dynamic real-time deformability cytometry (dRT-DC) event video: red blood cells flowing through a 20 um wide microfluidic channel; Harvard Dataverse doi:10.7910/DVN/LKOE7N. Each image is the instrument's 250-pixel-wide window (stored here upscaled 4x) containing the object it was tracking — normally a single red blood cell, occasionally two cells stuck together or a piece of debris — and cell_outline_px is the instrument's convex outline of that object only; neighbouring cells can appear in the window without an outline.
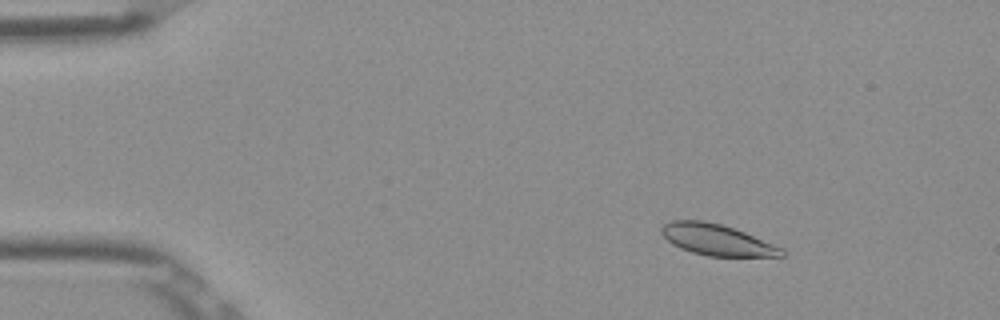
{"species": "Egyptian fruit bat (a non-hibernating species)", "species_latin": "Rousettus aegyptiacus", "temperature_condition": "room temperature", "stored_images_in_passage": 46, "camera_frame_rate_fps": 3000, "um_per_image_px": 0.085, "frame": {"image": 1, "passage_image": 1, "time_ms": 0.0, "image_size_px": [1000, 320], "cell_outline_px": [[784, 256], [708, 256], [692, 252], [680, 248], [672, 244], [660, 232], [660, 228], [664, 224], [672, 220], [704, 220], [720, 224], [744, 232], [784, 248]], "centroid_in_image_um": [60.91, 20.38], "position_along_channel_um": 24.1, "area_um2": 21.68}}
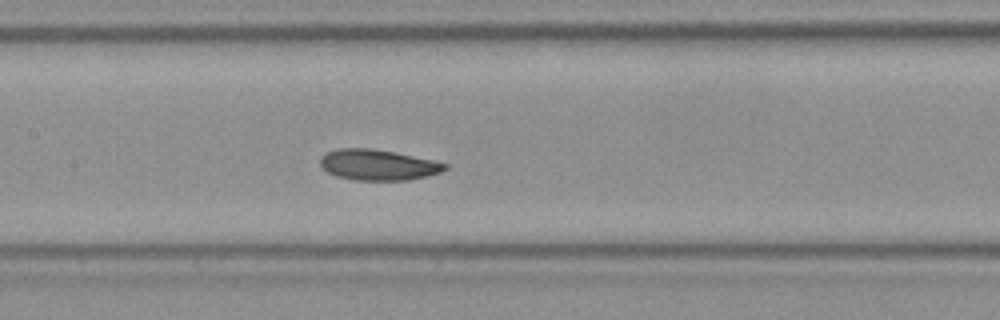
{"frame": {"image": 2, "passage_image": 19, "time_ms": 6.0, "image_size_px": [1000, 320], "cell_outline_px": [[448, 168], [440, 172], [428, 176], [408, 180], [352, 180], [336, 176], [328, 172], [320, 164], [320, 156], [336, 148], [372, 148], [432, 160], [448, 164]], "centroid_in_image_um": [32.11, 14.02], "position_along_channel_um": 175.3, "area_um2": 22.25}}
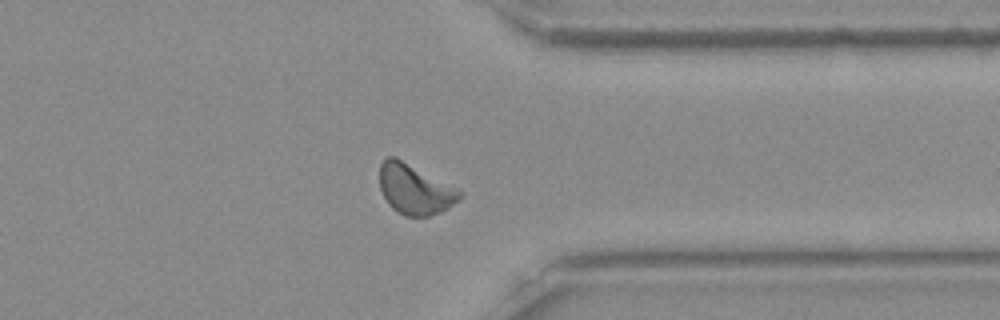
{"frame": {"image": 3, "passage_image": 35, "time_ms": 11.333, "image_size_px": [1000, 320], "cell_outline_px": [[464, 196], [460, 200], [448, 208], [440, 212], [428, 216], [404, 216], [392, 208], [388, 204], [380, 188], [380, 164], [388, 156], [396, 156], [456, 188]], "centroid_in_image_um": [35.25, 16.09], "position_along_channel_um": 376.1, "area_um2": 23.29}, "authors_computed_cell_mechanics": {"area_um2": 22.4264, "velocity_mm_per_s": 3.8445, "shape_relaxation_time_tau1_ms": 3.0042, "shape_relaxation_time_tau2_ms": 2.936, "deformation_change_tau1": 0.086, "deformation_change_tau2": 0.0733}}